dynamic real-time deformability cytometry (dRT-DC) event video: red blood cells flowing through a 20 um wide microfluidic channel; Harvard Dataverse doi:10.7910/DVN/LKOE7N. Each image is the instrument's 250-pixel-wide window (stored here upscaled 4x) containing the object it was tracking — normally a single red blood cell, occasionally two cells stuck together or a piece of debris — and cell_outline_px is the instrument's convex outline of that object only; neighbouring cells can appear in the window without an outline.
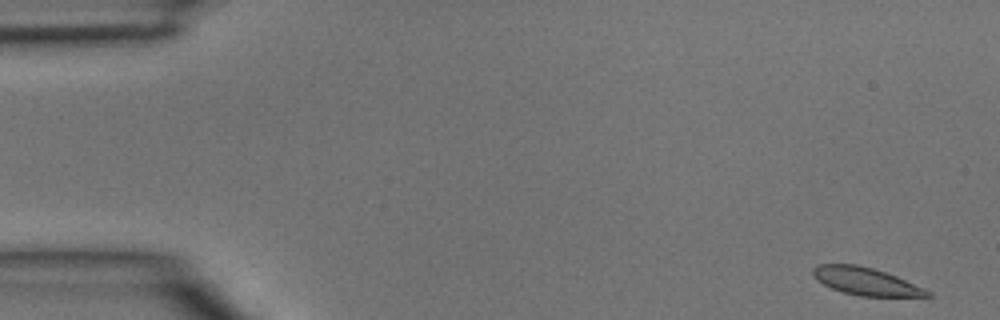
{"species": "common noctule bat (a hibernating species)", "species_latin": "Nyctalus noctula", "temperature_condition": "room temperature", "stored_images_in_passage": 4, "camera_frame_rate_fps": 3000, "um_per_image_px": 0.085, "animal": {"sex": "male", "body_mass_g": 15.6}, "frame": {"image": 1, "passage_image": 1, "time_ms": 0.0, "image_size_px": [1000, 320], "cell_outline_px": [[932, 296], [860, 296], [844, 292], [832, 288], [816, 280], [812, 276], [812, 268], [816, 264], [856, 264], [872, 268], [896, 276], [924, 288], [932, 292]], "centroid_in_image_um": [73.55, 23.9], "position_along_channel_um": 11.4, "area_um2": 18.26}}
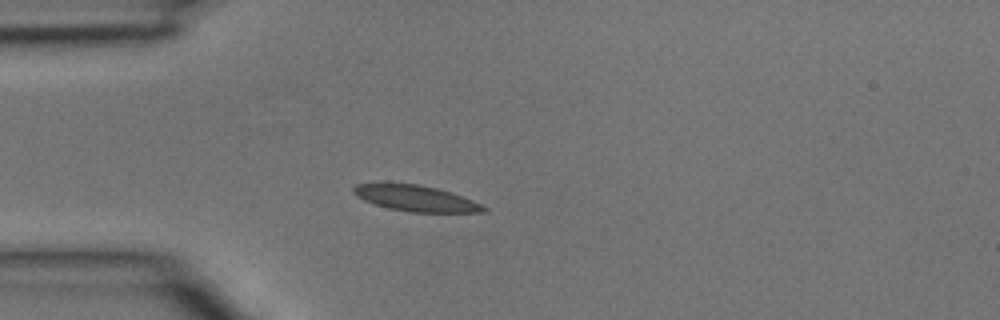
{"frame": {"image": 2, "passage_image": 4, "time_ms": 1.0, "image_size_px": [1000, 320], "cell_outline_px": [[488, 212], [408, 212], [388, 208], [364, 200], [356, 196], [352, 192], [352, 188], [356, 184], [416, 184], [436, 188], [472, 200], [488, 208]], "centroid_in_image_um": [35.34, 16.87], "position_along_channel_um": 49.7, "area_um2": 19.25}}